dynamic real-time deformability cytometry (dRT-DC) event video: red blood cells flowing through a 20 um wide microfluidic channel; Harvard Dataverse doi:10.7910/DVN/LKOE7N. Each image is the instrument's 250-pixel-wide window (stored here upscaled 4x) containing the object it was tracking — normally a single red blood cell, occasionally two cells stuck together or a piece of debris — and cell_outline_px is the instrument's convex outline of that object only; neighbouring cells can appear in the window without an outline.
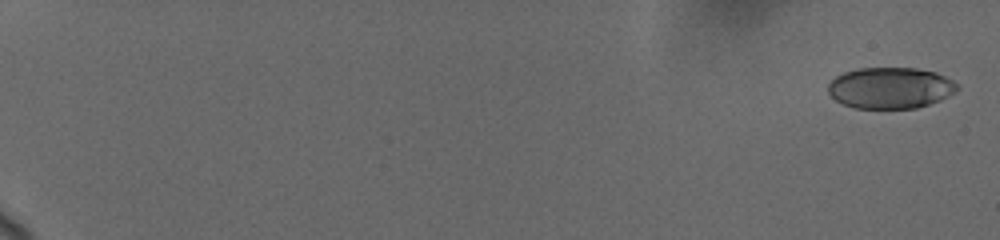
{"species": "human", "species_latin": "Homo sapiens", "temperature_condition": "cold", "stored_images_in_passage": 20, "camera_frame_rate_fps": 3000, "um_per_image_px": 0.085, "donor": {"sex": "female"}, "frame": {"image": 1, "passage_image": 1, "time_ms": 0.0, "image_size_px": [1000, 240], "cell_outline_px": [[960, 88], [956, 92], [940, 100], [916, 108], [856, 108], [844, 104], [836, 100], [828, 92], [828, 84], [836, 76], [844, 72], [860, 68], [916, 68], [936, 72], [960, 84]], "centroid_in_image_um": [75.71, 7.47], "position_along_channel_um": 9.3, "area_um2": 31.04}}
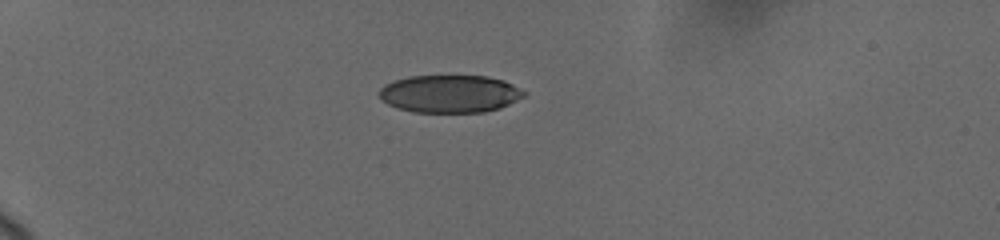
{"frame": {"image": 2, "passage_image": 15, "time_ms": 5.667, "image_size_px": [1000, 240], "cell_outline_px": [[528, 92], [524, 96], [500, 108], [484, 112], [412, 112], [388, 104], [380, 100], [380, 88], [384, 84], [392, 80], [408, 76], [488, 76], [504, 80]], "centroid_in_image_um": [38.23, 7.96], "position_along_channel_um": 46.8, "area_um2": 31.91}}
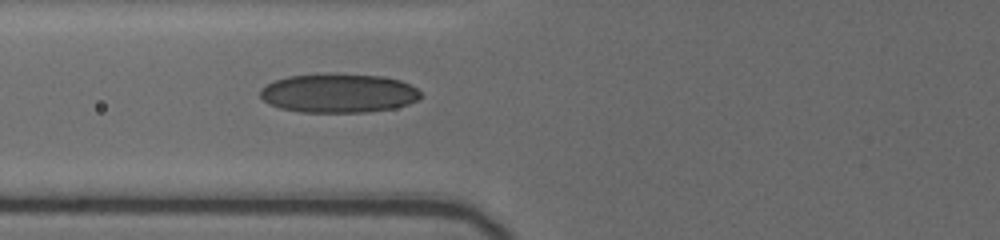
{"frame": {"image": 3, "passage_image": 20, "time_ms": 8.333, "image_size_px": [1000, 240], "cell_outline_px": [[420, 96], [416, 100], [408, 104], [396, 108], [364, 112], [300, 112], [280, 108], [264, 100], [260, 96], [260, 92], [268, 84], [276, 80], [288, 76], [384, 76], [400, 80], [416, 88], [420, 92]], "centroid_in_image_um": [28.81, 7.96], "position_along_channel_um": 97.0, "area_um2": 35.26}}